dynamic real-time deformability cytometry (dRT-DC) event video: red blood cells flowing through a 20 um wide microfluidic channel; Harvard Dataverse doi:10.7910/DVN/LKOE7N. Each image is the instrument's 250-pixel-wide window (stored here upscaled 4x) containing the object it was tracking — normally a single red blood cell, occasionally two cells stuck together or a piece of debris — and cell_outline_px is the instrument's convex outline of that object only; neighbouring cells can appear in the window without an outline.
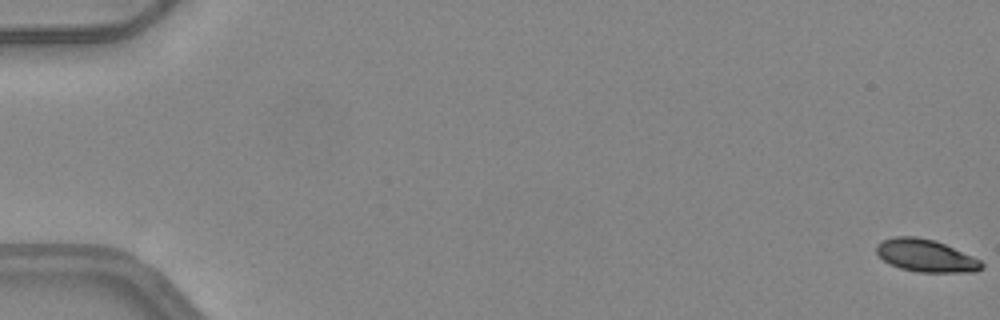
{"species": "common noctule bat (a hibernating species)", "species_latin": "Nyctalus noctula", "temperature_condition": "warm", "stored_images_in_passage": 3, "camera_frame_rate_fps": 3000, "um_per_image_px": 0.085, "animal": {"sex": "female", "body_mass_g": 24.6, "forearm_length_mm": 56.2}, "frame": {"image": 1, "passage_image": 1, "time_ms": 0.0, "image_size_px": [1000, 320], "cell_outline_px": [[984, 268], [976, 272], [920, 272], [900, 268], [884, 260], [876, 252], [876, 244], [884, 240], [896, 236], [916, 236], [936, 240], [972, 256], [980, 260], [984, 264]], "centroid_in_image_um": [78.72, 21.73], "position_along_channel_um": 6.3, "area_um2": 19.88}}